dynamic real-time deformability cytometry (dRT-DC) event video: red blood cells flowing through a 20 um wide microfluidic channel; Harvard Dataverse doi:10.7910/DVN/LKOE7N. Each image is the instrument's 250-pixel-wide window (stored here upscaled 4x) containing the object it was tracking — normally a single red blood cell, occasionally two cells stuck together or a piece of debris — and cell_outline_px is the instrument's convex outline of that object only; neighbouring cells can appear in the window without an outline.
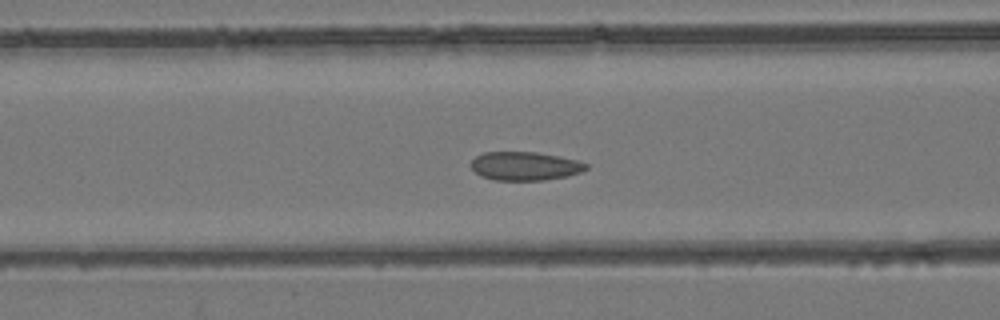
{"species": "common noctule bat (a hibernating species)", "species_latin": "Nyctalus noctula", "temperature_condition": "room temperature", "stored_images_in_passage": 44, "camera_frame_rate_fps": 3000, "um_per_image_px": 0.085, "animal": {"sex": "female", "body_mass_g": 24.6, "forearm_length_mm": 56.2}, "frame": {"image": 1, "passage_image": 12, "time_ms": 3.667, "image_size_px": [1000, 320], "cell_outline_px": [[588, 168], [580, 172], [568, 176], [544, 180], [496, 180], [480, 176], [472, 168], [472, 160], [476, 156], [484, 152], [536, 152], [560, 156], [580, 160], [588, 164]], "centroid_in_image_um": [44.66, 14.11], "position_along_channel_um": 121.9, "area_um2": 19.25}}
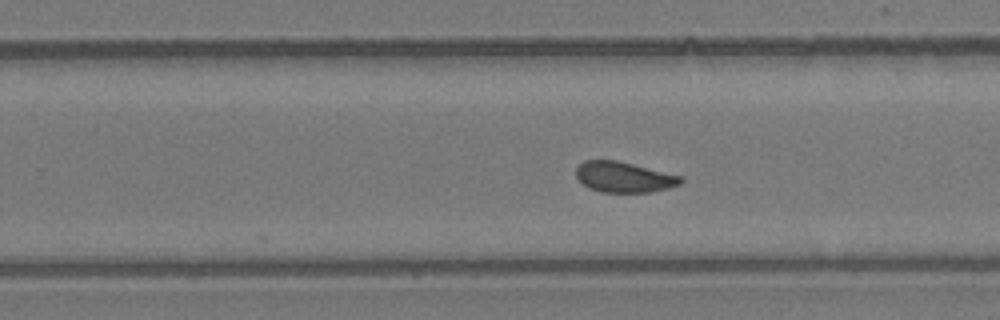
{"frame": {"image": 2, "passage_image": 24, "time_ms": 7.667, "image_size_px": [1000, 320], "cell_outline_px": [[684, 180], [680, 184], [668, 188], [652, 192], [600, 192], [588, 188], [576, 176], [576, 168], [584, 160], [616, 160], [684, 176]], "centroid_in_image_um": [53.06, 15.05], "position_along_channel_um": 276.7, "area_um2": 18.73}}
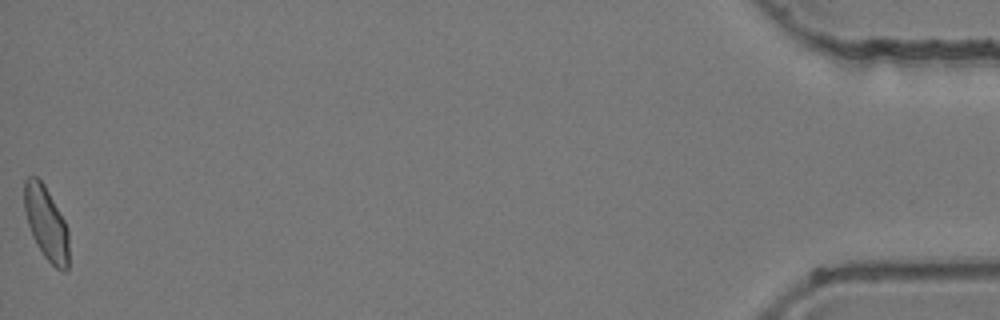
{"frame": {"image": 3, "passage_image": 44, "time_ms": 14.333, "image_size_px": [1000, 320], "cell_outline_px": [[68, 268], [64, 272], [56, 268], [44, 256], [36, 244], [32, 236], [24, 212], [24, 180], [28, 176], [36, 176], [44, 184], [64, 220], [68, 228]], "centroid_in_image_um": [3.91, 18.97], "position_along_channel_um": 431.3, "area_um2": 19.07}, "authors_computed_cell_mechanics": {"area_um2": 19.1896, "velocity_mm_per_s": 3.8849, "shape_relaxation_time_tau1_ms": null, "shape_relaxation_time_tau2_ms": 1.1634, "deformation_change_tau1": null, "deformation_change_tau2": 0.0519}}